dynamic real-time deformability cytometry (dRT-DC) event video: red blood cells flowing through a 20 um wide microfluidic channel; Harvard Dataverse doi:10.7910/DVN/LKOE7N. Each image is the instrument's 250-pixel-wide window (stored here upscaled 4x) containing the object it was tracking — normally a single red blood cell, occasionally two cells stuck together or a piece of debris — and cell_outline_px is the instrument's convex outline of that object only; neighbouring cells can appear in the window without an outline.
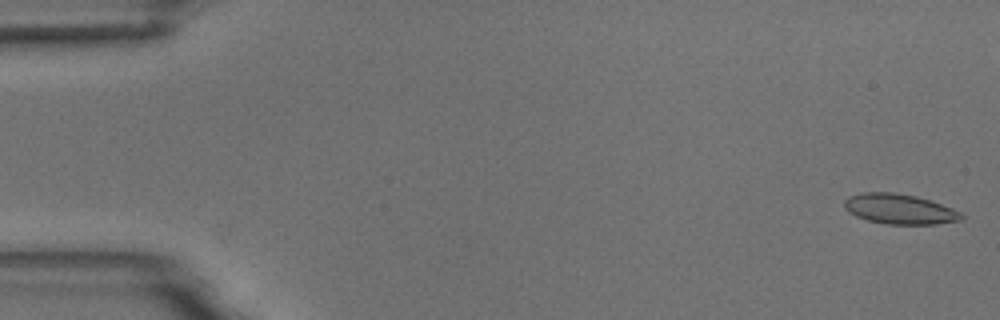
{"species": "common noctule bat (a hibernating species)", "species_latin": "Nyctalus noctula", "temperature_condition": "room temperature", "stored_images_in_passage": 4, "camera_frame_rate_fps": 3000, "um_per_image_px": 0.085, "animal": {"sex": "male", "body_mass_g": 18.8}, "frame": {"image": 1, "passage_image": 1, "time_ms": 0.0, "image_size_px": [1000, 320], "cell_outline_px": [[964, 216], [960, 220], [936, 224], [888, 224], [868, 220], [856, 216], [848, 212], [844, 208], [844, 200], [848, 196], [860, 192], [892, 192], [916, 196], [952, 208], [960, 212]], "centroid_in_image_um": [76.41, 17.76], "position_along_channel_um": 8.6, "area_um2": 20.46}}